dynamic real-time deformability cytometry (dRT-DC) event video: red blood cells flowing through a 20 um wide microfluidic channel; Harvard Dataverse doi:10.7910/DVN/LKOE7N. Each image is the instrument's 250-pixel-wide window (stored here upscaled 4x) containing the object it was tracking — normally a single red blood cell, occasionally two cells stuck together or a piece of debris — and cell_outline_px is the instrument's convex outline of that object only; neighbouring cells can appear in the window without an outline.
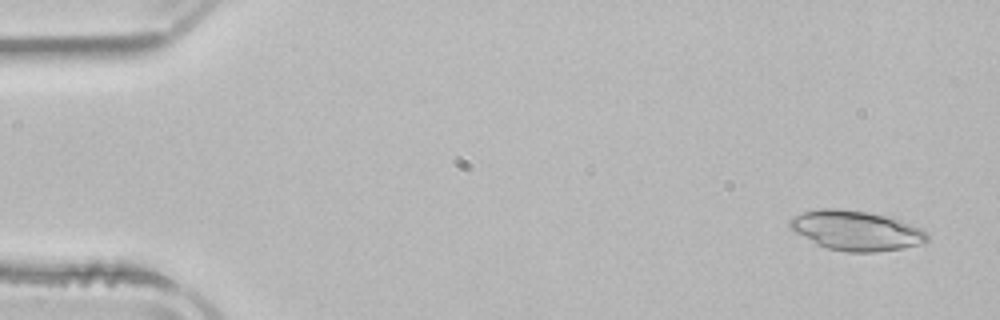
{"species": "common noctule bat (a hibernating species)", "species_latin": "Nyctalus noctula", "temperature_condition": "room temperature", "stored_images_in_passage": 50, "camera_frame_rate_fps": 3000, "um_per_image_px": 0.085, "animal": {"sex": "male", "body_mass_g": 21.5, "forearm_length_mm": 52.0}, "frame": {"image": 1, "passage_image": 1, "time_ms": 0.0, "image_size_px": [1000, 320], "cell_outline_px": [[928, 240], [924, 244], [904, 248], [876, 252], [848, 252], [828, 248], [816, 244], [788, 228], [788, 220], [792, 216], [804, 212], [820, 208], [840, 208], [868, 212], [892, 216], [920, 228], [928, 236]], "centroid_in_image_um": [72.76, 19.59], "position_along_channel_um": 12.2, "area_um2": 32.19}}